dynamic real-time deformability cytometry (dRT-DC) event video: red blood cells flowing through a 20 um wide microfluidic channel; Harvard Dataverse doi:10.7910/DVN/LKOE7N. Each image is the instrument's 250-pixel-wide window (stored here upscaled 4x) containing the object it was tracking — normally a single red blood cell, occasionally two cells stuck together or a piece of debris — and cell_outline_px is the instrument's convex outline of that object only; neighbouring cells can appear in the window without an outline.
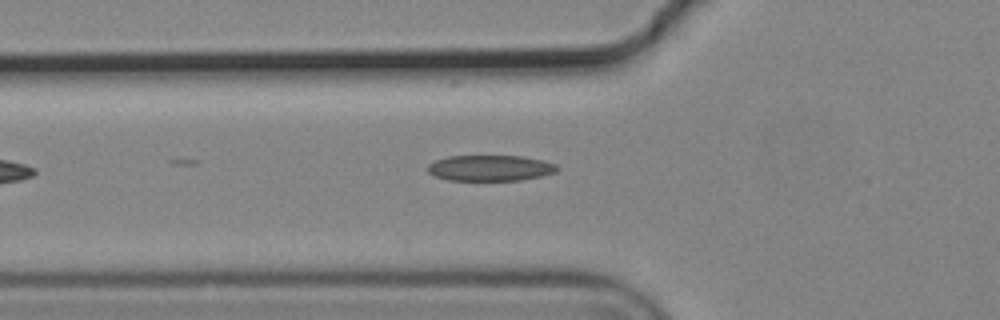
{"species": "common noctule bat (a hibernating species)", "species_latin": "Nyctalus noctula", "temperature_condition": "cold", "stored_images_in_passage": 2, "camera_frame_rate_fps": 3000, "um_per_image_px": 0.085, "animal": {"sex": "male", "body_mass_g": 19.2, "forearm_length_mm": 51.8}, "frame": {"image": 1, "passage_image": 2, "time_ms": 0.333, "image_size_px": [1000, 320], "cell_outline_px": [[560, 168], [556, 172], [540, 176], [520, 180], [448, 180], [436, 176], [428, 172], [424, 168], [428, 164], [436, 160], [448, 156], [524, 156], [556, 164]], "centroid_in_image_um": [41.64, 14.28], "position_along_channel_um": 84.2, "area_um2": 19.48}}